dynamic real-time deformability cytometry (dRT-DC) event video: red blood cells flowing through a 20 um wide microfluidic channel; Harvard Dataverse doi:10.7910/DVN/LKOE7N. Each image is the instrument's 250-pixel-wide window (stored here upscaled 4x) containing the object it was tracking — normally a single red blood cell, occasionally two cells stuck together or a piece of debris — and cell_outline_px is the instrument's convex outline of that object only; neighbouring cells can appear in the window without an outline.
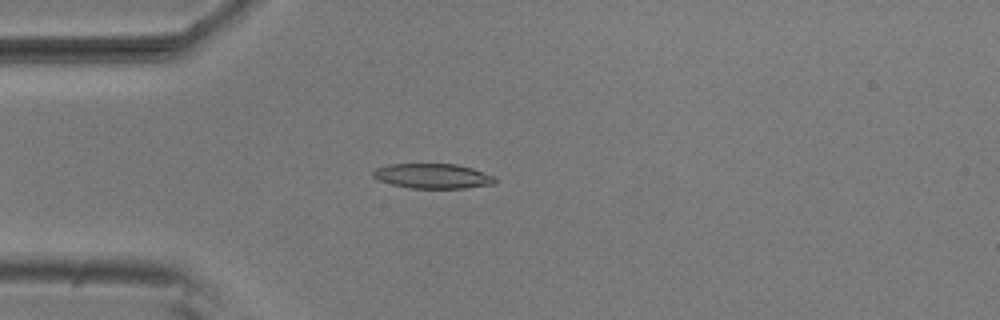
{"species": "common noctule bat (a hibernating species)", "species_latin": "Nyctalus noctula", "temperature_condition": "room temperature", "stored_images_in_passage": 39, "camera_frame_rate_fps": 3000, "um_per_image_px": 0.085, "animal": {"sex": "male", "body_mass_g": 20.5, "forearm_length_mm": 52.5}, "frame": {"image": 1, "passage_image": 12, "time_ms": 3.667, "image_size_px": [1000, 320], "cell_outline_px": [[496, 180], [492, 184], [464, 188], [412, 188], [392, 184], [376, 180], [372, 176], [372, 172], [376, 168], [388, 164], [456, 164], [472, 168], [496, 176]], "centroid_in_image_um": [36.76, 14.96], "position_along_channel_um": 48.2, "area_um2": 17.69}}
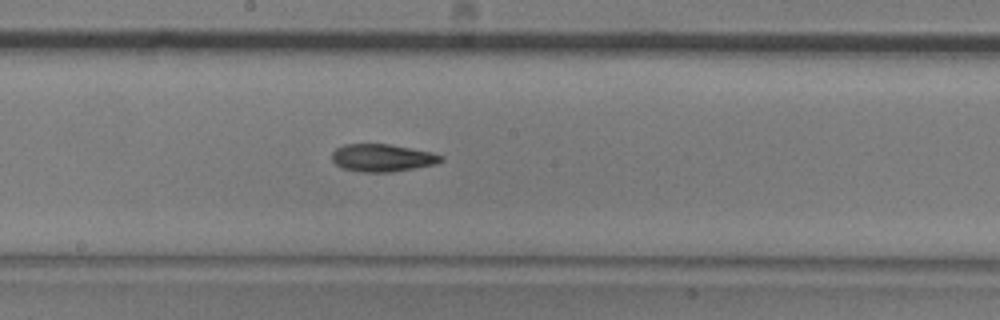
{"frame": {"image": 2, "passage_image": 26, "time_ms": 8.333, "image_size_px": [1000, 320], "cell_outline_px": [[444, 160], [436, 164], [392, 172], [360, 172], [344, 168], [336, 164], [332, 160], [332, 152], [336, 148], [344, 144], [388, 144], [432, 152], [444, 156]], "centroid_in_image_um": [32.51, 13.41], "position_along_channel_um": 215.7, "area_um2": 17.51}}
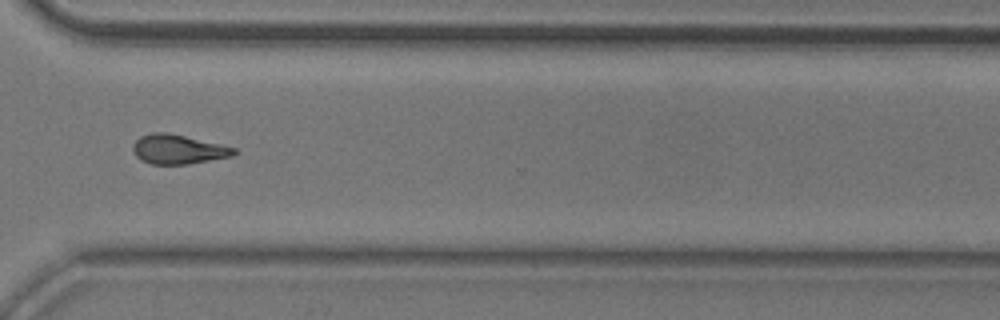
{"frame": {"image": 3, "passage_image": 37, "time_ms": 12.0, "image_size_px": [1000, 320], "cell_outline_px": [[236, 152], [232, 156], [188, 164], [152, 164], [140, 160], [136, 156], [132, 148], [136, 140], [140, 136], [152, 132], [168, 132], [220, 144], [236, 148]], "centroid_in_image_um": [15.12, 12.69], "position_along_channel_um": 355.5, "area_um2": 17.22}, "authors_computed_cell_mechanics": {"area_um2": 17.6868, "velocity_mm_per_s": 3.8296, "shape_relaxation_time_tau1_ms": 6.9748, "shape_relaxation_time_tau2_ms": 7.8227, "deformation_change_tau1": 0.1641, "deformation_change_tau2": 0.1855}}